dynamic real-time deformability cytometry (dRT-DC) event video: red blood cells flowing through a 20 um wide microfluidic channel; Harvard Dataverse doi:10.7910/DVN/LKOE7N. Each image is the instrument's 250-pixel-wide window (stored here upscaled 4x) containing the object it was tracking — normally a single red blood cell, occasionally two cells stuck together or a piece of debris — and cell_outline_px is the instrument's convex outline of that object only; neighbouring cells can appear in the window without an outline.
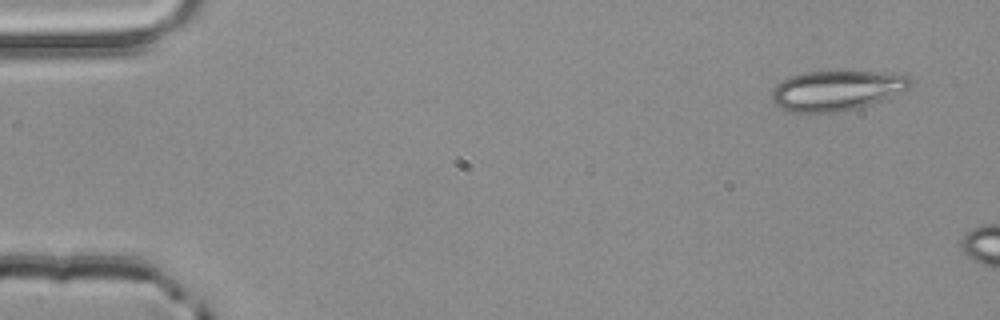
{"species": "common noctule bat (a hibernating species)", "species_latin": "Nyctalus noctula", "temperature_condition": "room temperature", "stored_images_in_passage": 2, "camera_frame_rate_fps": 3000, "um_per_image_px": 0.085, "animal": {"sex": "male", "body_mass_g": 20.4}, "frame": {"image": 1, "passage_image": 1, "time_ms": 0.0, "image_size_px": [1000, 320], "cell_outline_px": [[912, 84], [908, 88], [872, 104], [856, 108], [836, 112], [788, 112], [780, 108], [772, 100], [772, 88], [776, 84], [788, 76], [804, 72], [892, 72], [908, 76], [912, 80]], "centroid_in_image_um": [71.07, 7.68], "position_along_channel_um": 13.9, "area_um2": 32.25}}